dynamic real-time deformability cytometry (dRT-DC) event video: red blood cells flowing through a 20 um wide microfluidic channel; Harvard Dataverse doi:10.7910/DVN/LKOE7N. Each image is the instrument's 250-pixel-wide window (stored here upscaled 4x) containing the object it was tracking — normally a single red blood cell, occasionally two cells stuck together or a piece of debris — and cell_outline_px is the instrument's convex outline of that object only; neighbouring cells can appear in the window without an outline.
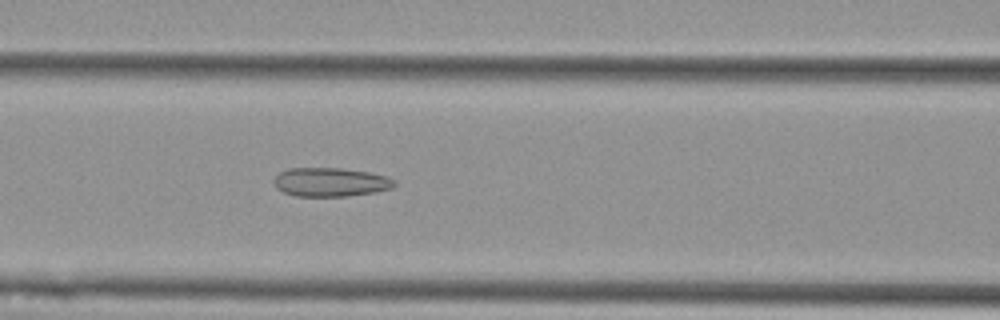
{"species": "Egyptian fruit bat (a non-hibernating species)", "species_latin": "Rousettus aegyptiacus", "temperature_condition": "cold", "stored_images_in_passage": 55, "camera_frame_rate_fps": 3000, "um_per_image_px": 0.085, "animal": {"sex": "female"}, "frame": {"image": 1, "passage_image": 23, "time_ms": 7.333, "image_size_px": [1000, 320], "cell_outline_px": [[396, 184], [392, 188], [376, 192], [348, 196], [296, 196], [284, 192], [276, 188], [272, 180], [280, 172], [288, 168], [340, 168], [368, 172], [384, 176], [396, 180]], "centroid_in_image_um": [28.08, 15.48], "position_along_channel_um": 138.5, "area_um2": 20.29}}
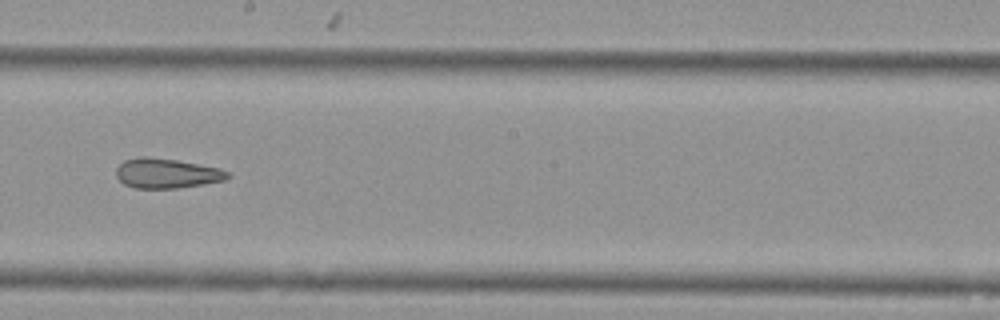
{"frame": {"image": 2, "passage_image": 31, "time_ms": 10.0, "image_size_px": [1000, 320], "cell_outline_px": [[232, 176], [224, 180], [204, 184], [176, 188], [136, 188], [124, 184], [116, 176], [116, 168], [124, 160], [140, 156], [144, 156], [176, 160], [220, 168], [228, 172]], "centroid_in_image_um": [14.16, 14.73], "position_along_channel_um": 234.0, "area_um2": 19.31}}
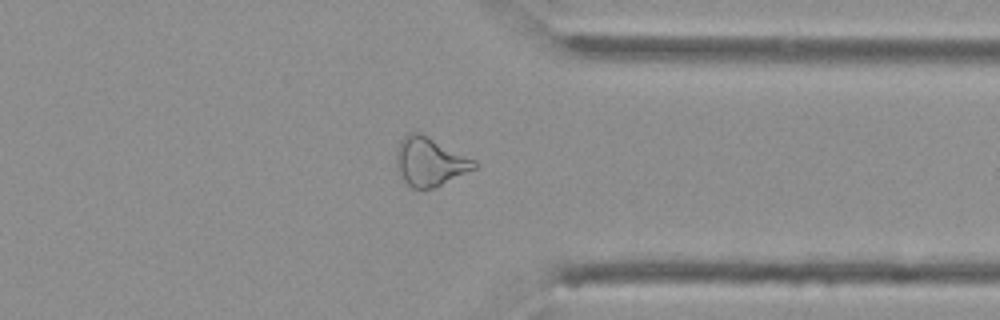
{"frame": {"image": 3, "passage_image": 43, "time_ms": 14.0, "image_size_px": [1000, 320], "cell_outline_px": [[480, 164], [476, 168], [436, 188], [412, 188], [404, 180], [396, 164], [396, 152], [400, 140], [408, 132], [420, 132], [476, 160]], "centroid_in_image_um": [36.56, 13.73], "position_along_channel_um": 374.8, "area_um2": 22.14}, "authors_computed_cell_mechanics": {"area_um2": 24.3338, "velocity_mm_per_s": 3.606, "shape_relaxation_time_tau1_ms": null, "shape_relaxation_time_tau2_ms": 4.4425, "deformation_change_tau1": null, "deformation_change_tau2": 0.1441}}